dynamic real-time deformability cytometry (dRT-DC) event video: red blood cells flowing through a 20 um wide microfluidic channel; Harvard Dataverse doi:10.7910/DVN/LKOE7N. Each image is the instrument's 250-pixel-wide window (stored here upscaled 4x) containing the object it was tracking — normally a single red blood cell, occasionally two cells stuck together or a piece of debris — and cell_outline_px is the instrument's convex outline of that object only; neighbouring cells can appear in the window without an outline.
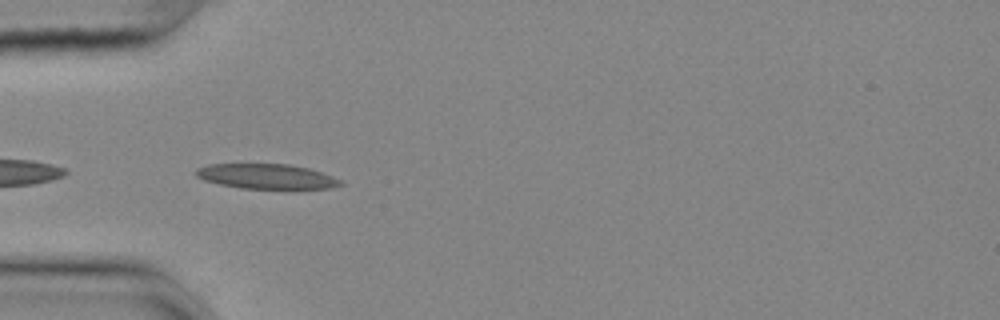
{"species": "common noctule bat (a hibernating species)", "species_latin": "Nyctalus noctula", "temperature_condition": "cold", "stored_images_in_passage": 5, "camera_frame_rate_fps": 3000, "um_per_image_px": 0.085, "animal": {"sex": "female", "body_mass_g": 25.1}, "frame": {"image": 1, "passage_image": 2, "time_ms": 0.333, "image_size_px": [1000, 320], "cell_outline_px": [[344, 184], [332, 188], [240, 188], [220, 184], [204, 180], [196, 176], [196, 168], [208, 164], [288, 164], [308, 168], [344, 180]], "centroid_in_image_um": [22.66, 14.99], "position_along_channel_um": 62.3, "area_um2": 20.87}}